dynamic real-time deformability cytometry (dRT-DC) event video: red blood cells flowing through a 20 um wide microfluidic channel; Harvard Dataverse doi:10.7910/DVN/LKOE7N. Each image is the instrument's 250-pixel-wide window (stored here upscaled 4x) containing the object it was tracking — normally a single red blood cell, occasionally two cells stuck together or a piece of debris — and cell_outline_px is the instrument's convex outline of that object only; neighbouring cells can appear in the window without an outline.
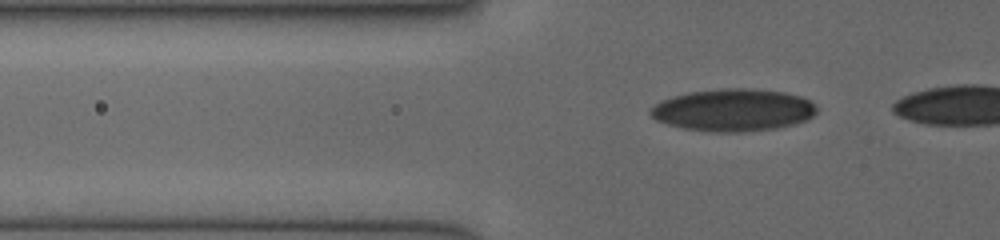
{"species": "human", "species_latin": "Homo sapiens", "temperature_condition": "cold", "stored_images_in_passage": 15, "camera_frame_rate_fps": 3000, "um_per_image_px": 0.085, "donor": {"sex": "female"}, "frame": {"image": 1, "passage_image": 10, "time_ms": 3.0, "image_size_px": [1000, 240], "cell_outline_px": [[816, 112], [808, 120], [796, 124], [776, 128], [744, 132], [716, 132], [684, 128], [668, 124], [656, 120], [648, 112], [660, 100], [672, 96], [688, 92], [724, 88], [748, 88], [784, 92], [800, 96], [808, 100], [816, 108]], "centroid_in_image_um": [62.32, 9.35], "position_along_channel_um": 63.5, "area_um2": 40.98}}